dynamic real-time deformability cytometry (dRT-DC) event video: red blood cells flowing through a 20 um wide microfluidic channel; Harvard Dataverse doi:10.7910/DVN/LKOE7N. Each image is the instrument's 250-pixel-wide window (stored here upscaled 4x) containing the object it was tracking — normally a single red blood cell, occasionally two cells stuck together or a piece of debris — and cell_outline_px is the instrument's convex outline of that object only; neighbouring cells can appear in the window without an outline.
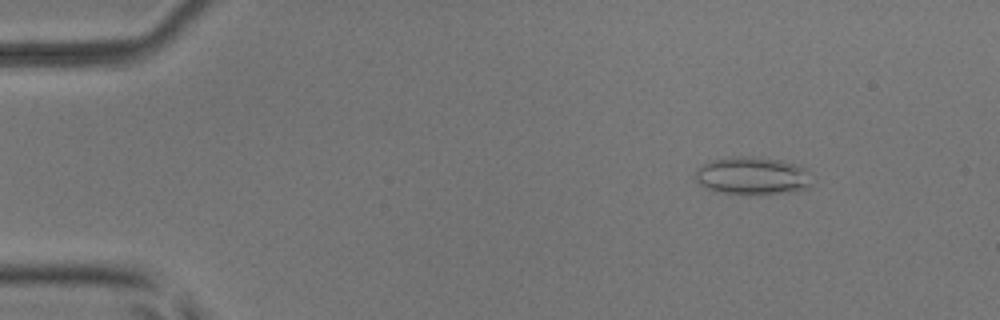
{"species": "common noctule bat (a hibernating species)", "species_latin": "Nyctalus noctula", "temperature_condition": "room temperature", "stored_images_in_passage": 17, "camera_frame_rate_fps": 3000, "um_per_image_px": 0.085, "animal": {"sex": "male", "body_mass_g": 17.9, "forearm_length_mm": 54.2}, "frame": {"image": 1, "passage_image": 5, "time_ms": 1.333, "image_size_px": [1000, 320], "cell_outline_px": [[812, 184], [808, 188], [780, 192], [724, 192], [708, 188], [700, 184], [696, 180], [696, 172], [700, 164], [708, 160], [728, 156], [752, 156], [780, 160], [796, 164], [812, 172]], "centroid_in_image_um": [63.96, 14.88], "position_along_channel_um": 21.0, "area_um2": 25.26}}